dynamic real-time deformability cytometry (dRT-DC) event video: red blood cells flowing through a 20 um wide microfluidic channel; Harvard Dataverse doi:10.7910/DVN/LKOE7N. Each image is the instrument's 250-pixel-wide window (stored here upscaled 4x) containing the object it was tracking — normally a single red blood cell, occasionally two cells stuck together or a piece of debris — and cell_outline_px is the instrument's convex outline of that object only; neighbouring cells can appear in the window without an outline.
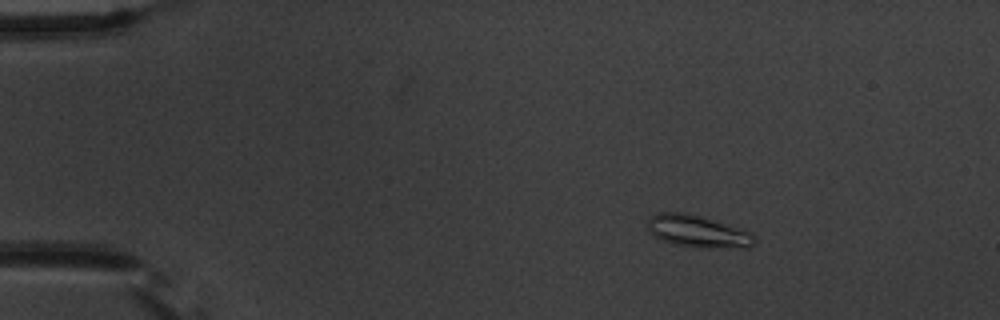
{"species": "common noctule bat (a hibernating species)", "species_latin": "Nyctalus noctula", "temperature_condition": "warm", "stored_images_in_passage": 9, "camera_frame_rate_fps": 3000, "um_per_image_px": 0.085, "animal": {"sex": "male", "body_mass_g": 20.1, "forearm_length_mm": 53.5}, "frame": {"image": 1, "passage_image": 2, "time_ms": 2.0, "image_size_px": [1000, 320], "cell_outline_px": [[756, 240], [748, 248], [704, 248], [672, 244], [652, 236], [648, 232], [648, 220], [656, 212], [684, 212], [752, 232], [756, 236]], "centroid_in_image_um": [59.29, 19.69], "position_along_channel_um": 25.7, "area_um2": 20.06}}
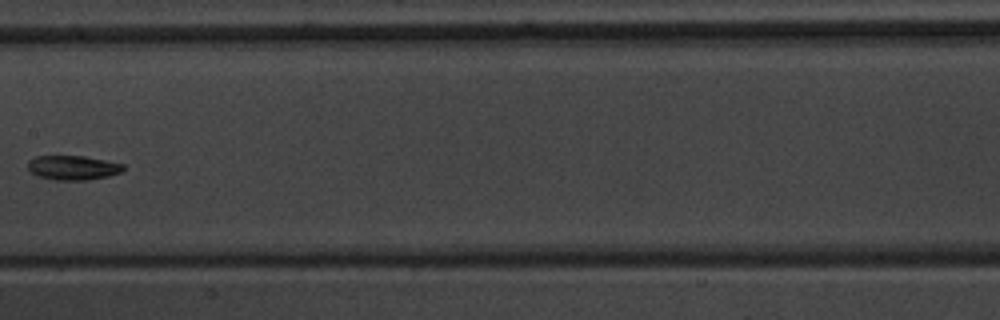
{"frame": {"image": 2, "passage_image": 8, "time_ms": 9.0, "image_size_px": [1000, 320], "cell_outline_px": [[124, 168], [120, 172], [108, 176], [88, 180], [56, 180], [40, 176], [32, 172], [28, 168], [28, 160], [36, 156], [84, 156], [124, 164]], "centroid_in_image_um": [6.2, 14.25], "position_along_channel_um": 201.2, "area_um2": 13.41}}
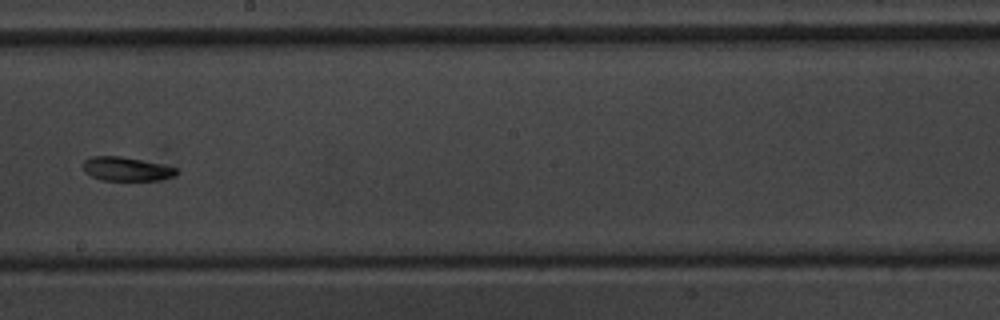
{"frame": {"image": 3, "passage_image": 9, "time_ms": 10.0, "image_size_px": [1000, 320], "cell_outline_px": [[180, 172], [172, 176], [160, 180], [100, 180], [84, 172], [84, 160], [92, 156], [120, 156], [160, 164], [176, 168]], "centroid_in_image_um": [10.73, 14.36], "position_along_channel_um": 237.5, "area_um2": 12.83}}